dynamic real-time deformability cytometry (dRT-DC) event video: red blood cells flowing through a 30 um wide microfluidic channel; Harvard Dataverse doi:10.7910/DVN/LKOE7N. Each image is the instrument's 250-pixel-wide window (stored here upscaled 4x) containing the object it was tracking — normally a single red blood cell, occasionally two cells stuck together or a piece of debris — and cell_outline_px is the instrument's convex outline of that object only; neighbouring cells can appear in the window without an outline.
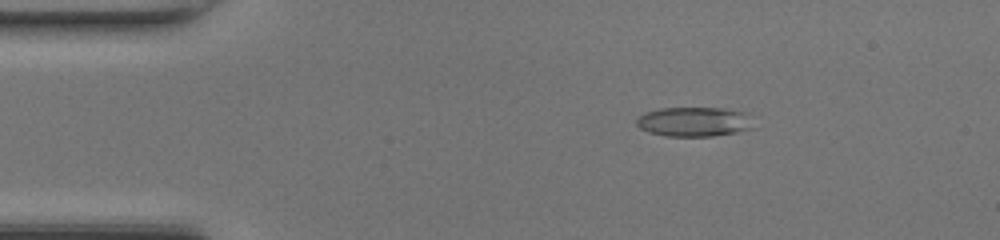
{"species": "common noctule bat (a hibernating species)", "species_latin": "Nyctalus noctula", "temperature_condition": "room temperature", "stored_images_in_passage": 48, "camera_frame_rate_fps": 3000, "um_per_image_px": 0.085, "animal": {"sex": "female", "body_mass_g": 17.0, "forearm_length_mm": 48.0}, "frame": {"image": 1, "passage_image": 8, "time_ms": 2.333, "image_size_px": [1000, 240], "cell_outline_px": [[752, 128], [736, 132], [712, 136], [664, 136], [648, 132], [640, 128], [636, 124], [636, 120], [644, 112], [660, 108], [724, 108], [748, 112]], "centroid_in_image_um": [58.97, 10.34], "position_along_channel_um": 26.0, "area_um2": 20.17}}
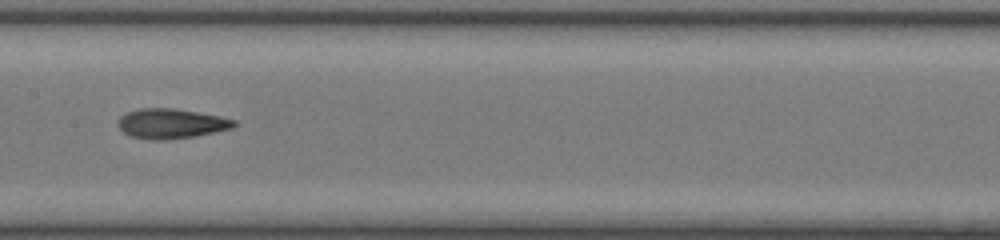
{"frame": {"image": 2, "passage_image": 24, "time_ms": 7.667, "image_size_px": [1000, 240], "cell_outline_px": [[236, 124], [232, 128], [196, 136], [164, 140], [152, 140], [132, 136], [124, 132], [120, 128], [120, 116], [124, 112], [140, 108], [172, 108], [220, 116], [236, 120]], "centroid_in_image_um": [14.55, 10.5], "position_along_channel_um": 192.8, "area_um2": 20.0}}
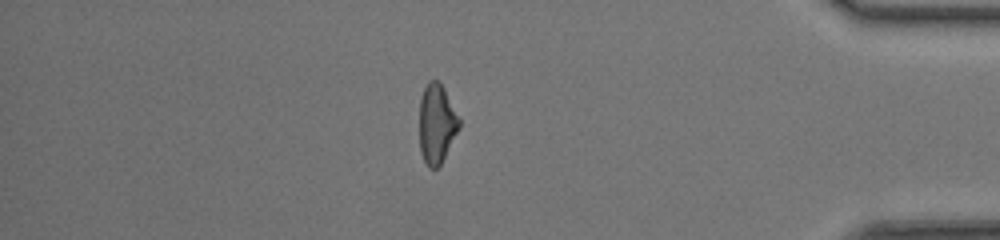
{"frame": {"image": 3, "passage_image": 41, "time_ms": 13.333, "image_size_px": [1000, 240], "cell_outline_px": [[460, 128], [440, 164], [436, 168], [428, 168], [420, 152], [420, 96], [428, 80], [436, 80], [444, 88], [460, 120]], "centroid_in_image_um": [37.11, 10.51], "position_along_channel_um": 398.1, "area_um2": 18.26}, "authors_computed_cell_mechanics": {"area_um2": 19.6231, "velocity_mm_per_s": 4.3268, "shape_relaxation_time_tau1_ms": null, "shape_relaxation_time_tau2_ms": 2.1069, "deformation_change_tau1": null, "deformation_change_tau2": 0.1081}}